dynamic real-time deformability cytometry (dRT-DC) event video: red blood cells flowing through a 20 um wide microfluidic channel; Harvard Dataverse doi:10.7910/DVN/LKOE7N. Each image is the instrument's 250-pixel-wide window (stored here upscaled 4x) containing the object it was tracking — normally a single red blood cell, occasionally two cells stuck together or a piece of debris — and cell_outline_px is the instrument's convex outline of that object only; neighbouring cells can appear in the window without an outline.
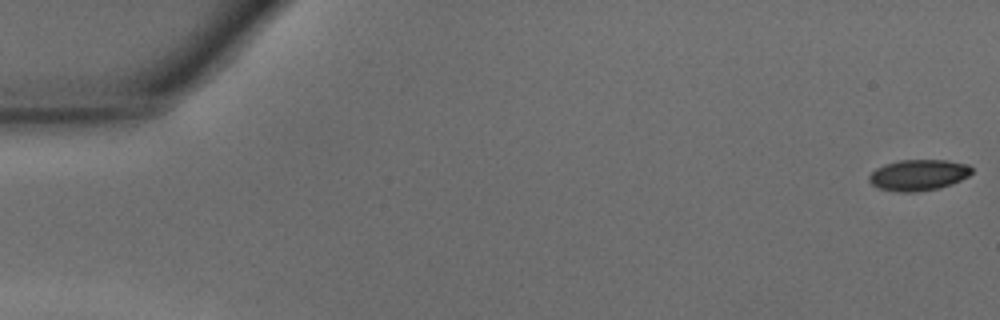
{"species": "common noctule bat (a hibernating species)", "species_latin": "Nyctalus noctula", "temperature_condition": "warm", "stored_images_in_passage": 47, "camera_frame_rate_fps": 3000, "um_per_image_px": 0.085, "animal": {"sex": "male", "body_mass_g": 15.6}, "frame": {"image": 1, "passage_image": 1, "time_ms": 0.0, "image_size_px": [1000, 320], "cell_outline_px": [[972, 172], [968, 176], [952, 184], [940, 188], [916, 192], [896, 192], [880, 188], [872, 184], [868, 180], [868, 176], [876, 168], [884, 164], [900, 160], [948, 160], [968, 164], [972, 168]], "centroid_in_image_um": [78.07, 14.87], "position_along_channel_um": 6.9, "area_um2": 18.67}}
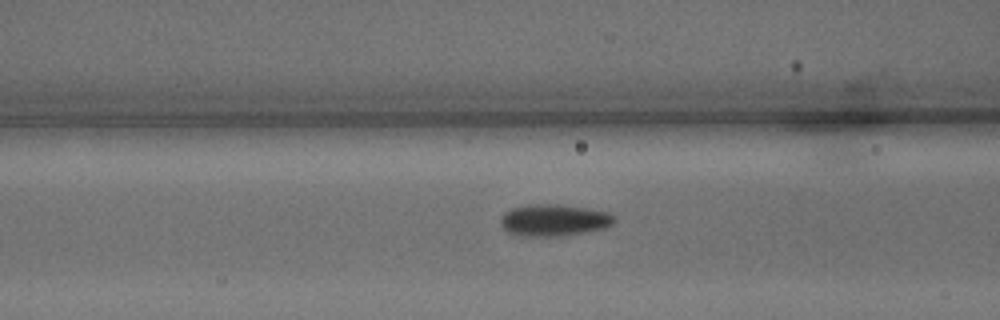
{"frame": {"image": 2, "passage_image": 19, "time_ms": 6.0, "image_size_px": [1000, 320], "cell_outline_px": [[616, 220], [612, 224], [604, 228], [584, 232], [556, 236], [516, 236], [508, 232], [500, 224], [500, 220], [504, 212], [512, 208], [528, 204], [548, 204], [584, 208], [608, 212]], "centroid_in_image_um": [47.02, 18.72], "position_along_channel_um": 119.6, "area_um2": 20.81}}
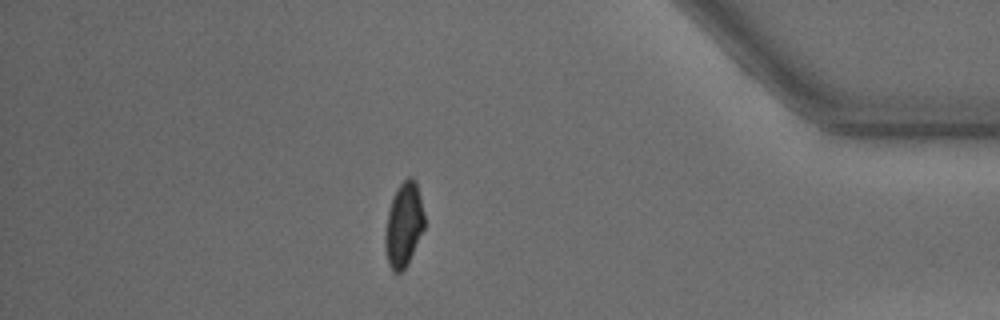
{"frame": {"image": 3, "passage_image": 41, "time_ms": 13.333, "image_size_px": [1000, 320], "cell_outline_px": [[424, 228], [408, 264], [400, 272], [392, 272], [388, 264], [384, 244], [384, 232], [388, 212], [396, 188], [408, 176], [412, 176], [416, 180], [424, 212]], "centroid_in_image_um": [34.31, 19.1], "position_along_channel_um": 400.9, "area_um2": 19.42}, "authors_computed_cell_mechanics": {"area_um2": 19.7676, "velocity_mm_per_s": 4.3454, "shape_relaxation_time_tau1_ms": 3.9409, "shape_relaxation_time_tau2_ms": 1.4043, "deformation_change_tau1": 0.1525, "deformation_change_tau2": 0.0578}}